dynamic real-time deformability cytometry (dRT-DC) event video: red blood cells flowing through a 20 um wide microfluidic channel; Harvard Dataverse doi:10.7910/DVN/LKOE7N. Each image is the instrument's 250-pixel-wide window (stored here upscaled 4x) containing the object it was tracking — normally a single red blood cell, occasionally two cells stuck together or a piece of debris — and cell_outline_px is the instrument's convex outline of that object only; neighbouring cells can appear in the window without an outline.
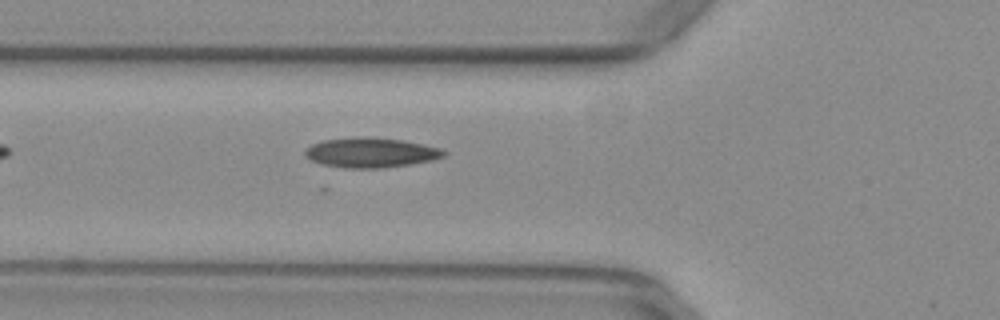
{"species": "common noctule bat (a hibernating species)", "species_latin": "Nyctalus noctula", "temperature_condition": "warm", "stored_images_in_passage": 32, "camera_frame_rate_fps": 3000, "um_per_image_px": 0.085, "animal": {"sex": "female", "body_mass_g": 29.2, "forearm_length_mm": 56.3}, "frame": {"image": 1, "passage_image": 6, "time_ms": 1.667, "image_size_px": [1000, 320], "cell_outline_px": [[448, 152], [444, 156], [432, 160], [408, 164], [380, 168], [344, 168], [320, 164], [304, 156], [304, 152], [312, 144], [320, 140], [364, 136], [404, 140], [440, 148]], "centroid_in_image_um": [31.49, 12.96], "position_along_channel_um": 94.3, "area_um2": 24.16}}
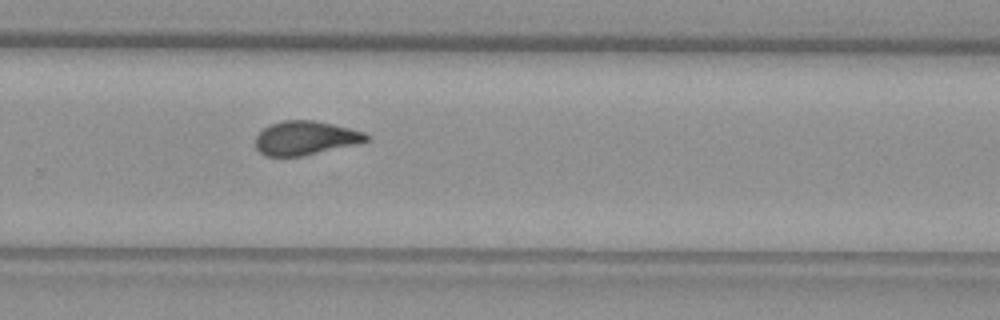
{"frame": {"image": 2, "passage_image": 22, "time_ms": 7.0, "image_size_px": [1000, 320], "cell_outline_px": [[368, 140], [356, 144], [304, 156], [264, 156], [256, 148], [256, 136], [264, 128], [272, 124], [284, 120], [312, 120], [332, 124], [364, 132], [368, 136]], "centroid_in_image_um": [25.94, 11.74], "position_along_channel_um": 303.9, "area_um2": 21.68}}
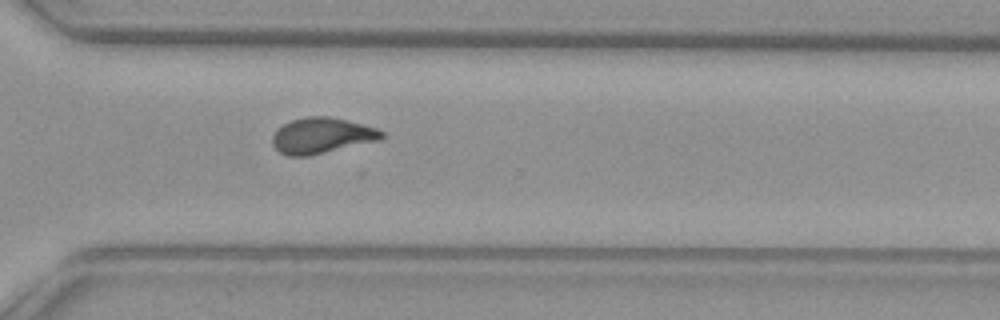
{"frame": {"image": 3, "passage_image": 25, "time_ms": 8.0, "image_size_px": [1000, 320], "cell_outline_px": [[384, 136], [380, 140], [308, 156], [288, 156], [280, 152], [272, 144], [272, 136], [276, 128], [292, 120], [308, 116], [328, 116], [376, 128], [384, 132]], "centroid_in_image_um": [27.32, 11.53], "position_along_channel_um": 343.3, "area_um2": 22.6}, "authors_computed_cell_mechanics": {"area_um2": 22.1952, "velocity_mm_per_s": 3.923, "shape_relaxation_time_tau1_ms": null, "shape_relaxation_time_tau2_ms": 2.5166, "deformation_change_tau1": null, "deformation_change_tau2": 0.06}}